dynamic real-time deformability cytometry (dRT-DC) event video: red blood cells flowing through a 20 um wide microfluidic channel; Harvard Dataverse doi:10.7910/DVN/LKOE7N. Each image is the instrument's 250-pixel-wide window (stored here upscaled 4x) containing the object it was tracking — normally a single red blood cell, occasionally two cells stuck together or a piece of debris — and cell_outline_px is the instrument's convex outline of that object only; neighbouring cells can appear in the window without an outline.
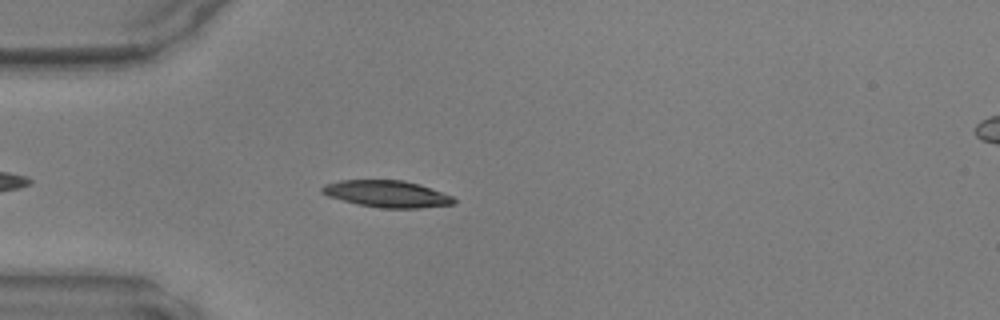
{"species": "common noctule bat (a hibernating species)", "species_latin": "Nyctalus noctula", "temperature_condition": "warm", "stored_images_in_passage": 39, "camera_frame_rate_fps": 3000, "um_per_image_px": 0.085, "animal": {"sex": "male", "body_mass_g": 17.9, "forearm_length_mm": 54.2}, "frame": {"image": 1, "passage_image": 5, "time_ms": 1.333, "image_size_px": [1000, 320], "cell_outline_px": [[456, 204], [420, 208], [380, 208], [356, 204], [328, 196], [320, 192], [320, 188], [324, 184], [340, 180], [404, 180], [420, 184], [452, 196], [456, 200]], "centroid_in_image_um": [32.88, 16.48], "position_along_channel_um": 52.1, "area_um2": 20.75}}
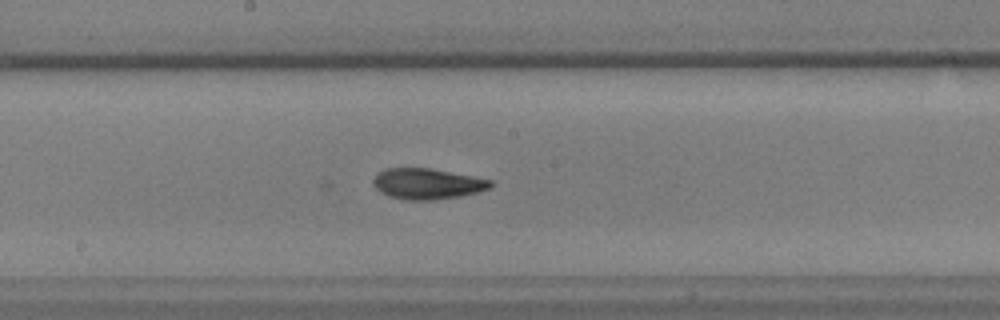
{"frame": {"image": 2, "passage_image": 17, "time_ms": 5.333, "image_size_px": [1000, 320], "cell_outline_px": [[492, 184], [488, 188], [476, 192], [460, 196], [432, 200], [408, 200], [388, 196], [380, 192], [376, 188], [372, 180], [384, 168], [432, 168], [492, 180]], "centroid_in_image_um": [36.29, 15.62], "position_along_channel_um": 211.9, "area_um2": 20.87}}
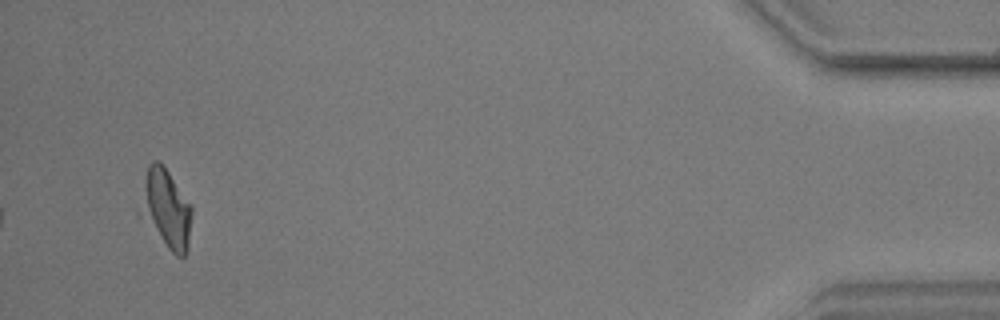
{"frame": {"image": 3, "passage_image": 37, "time_ms": 12.0, "image_size_px": [1000, 320], "cell_outline_px": [[192, 212], [188, 248], [184, 256], [176, 256], [168, 248], [136, 212], [136, 208], [148, 164], [152, 160], [156, 160], [168, 172], [192, 208]], "centroid_in_image_um": [14.04, 17.76], "position_along_channel_um": 421.2, "area_um2": 23.7}}